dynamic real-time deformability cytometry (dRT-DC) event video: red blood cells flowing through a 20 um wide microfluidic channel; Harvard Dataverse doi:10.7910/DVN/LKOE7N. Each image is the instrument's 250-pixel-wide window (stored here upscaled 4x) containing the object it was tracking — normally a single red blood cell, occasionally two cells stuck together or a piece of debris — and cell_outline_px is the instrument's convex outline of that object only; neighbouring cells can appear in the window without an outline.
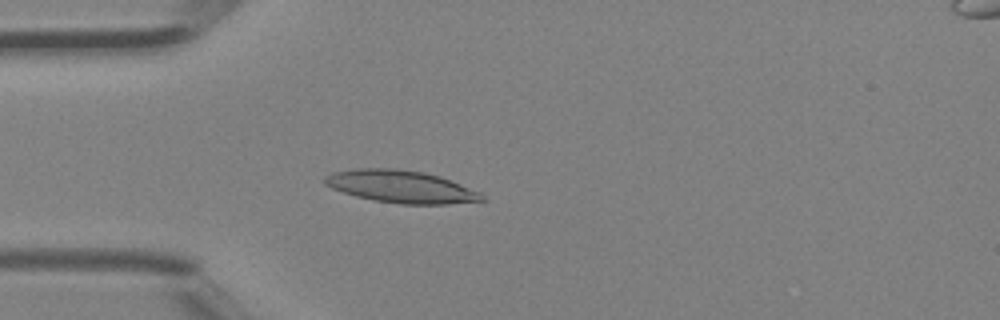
{"species": "Egyptian fruit bat (a non-hibernating species)", "species_latin": "Rousettus aegyptiacus", "temperature_condition": "room temperature", "stored_images_in_passage": 3, "camera_frame_rate_fps": 3000, "um_per_image_px": 0.085, "animal": {"sex": "female"}, "frame": {"image": 1, "passage_image": 3, "time_ms": 0.667, "image_size_px": [1000, 320], "cell_outline_px": [[488, 200], [448, 204], [400, 204], [376, 200], [356, 196], [332, 188], [324, 184], [324, 176], [332, 172], [356, 168], [396, 168], [424, 172], [440, 176], [480, 192]], "centroid_in_image_um": [34.09, 15.85], "position_along_channel_um": 50.9, "area_um2": 29.71}}